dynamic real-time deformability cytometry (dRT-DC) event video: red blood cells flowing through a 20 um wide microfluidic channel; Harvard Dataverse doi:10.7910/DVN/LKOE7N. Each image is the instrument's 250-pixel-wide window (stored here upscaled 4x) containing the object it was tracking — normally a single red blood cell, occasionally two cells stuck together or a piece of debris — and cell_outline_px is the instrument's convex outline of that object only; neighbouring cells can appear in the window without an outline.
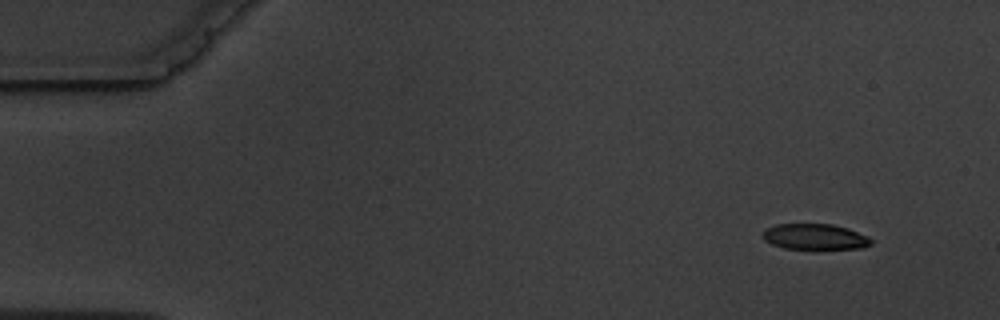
{"species": "common noctule bat (a hibernating species)", "species_latin": "Nyctalus noctula", "temperature_condition": "warm", "stored_images_in_passage": 5, "camera_frame_rate_fps": 3000, "um_per_image_px": 0.085, "animal": {"sex": "male", "body_mass_g": 19.5, "forearm_length_mm": 54.6}, "frame": {"image": 1, "passage_image": 1, "time_ms": 0.0, "image_size_px": [1000, 320], "cell_outline_px": [[872, 244], [864, 248], [784, 248], [772, 244], [764, 240], [764, 228], [776, 224], [832, 224], [848, 228], [868, 236], [872, 240]], "centroid_in_image_um": [69.28, 20.11], "position_along_channel_um": 15.7, "area_um2": 16.13}}
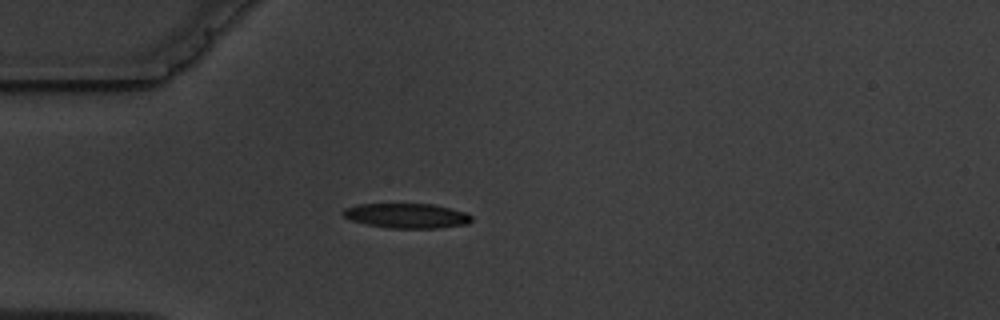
{"frame": {"image": 2, "passage_image": 4, "time_ms": 3.667, "image_size_px": [1000, 320], "cell_outline_px": [[472, 220], [468, 224], [440, 228], [392, 228], [368, 224], [352, 220], [344, 216], [340, 212], [344, 208], [356, 204], [432, 204], [452, 208], [464, 212], [472, 216]], "centroid_in_image_um": [34.59, 18.33], "position_along_channel_um": 50.4, "area_um2": 18.55}}